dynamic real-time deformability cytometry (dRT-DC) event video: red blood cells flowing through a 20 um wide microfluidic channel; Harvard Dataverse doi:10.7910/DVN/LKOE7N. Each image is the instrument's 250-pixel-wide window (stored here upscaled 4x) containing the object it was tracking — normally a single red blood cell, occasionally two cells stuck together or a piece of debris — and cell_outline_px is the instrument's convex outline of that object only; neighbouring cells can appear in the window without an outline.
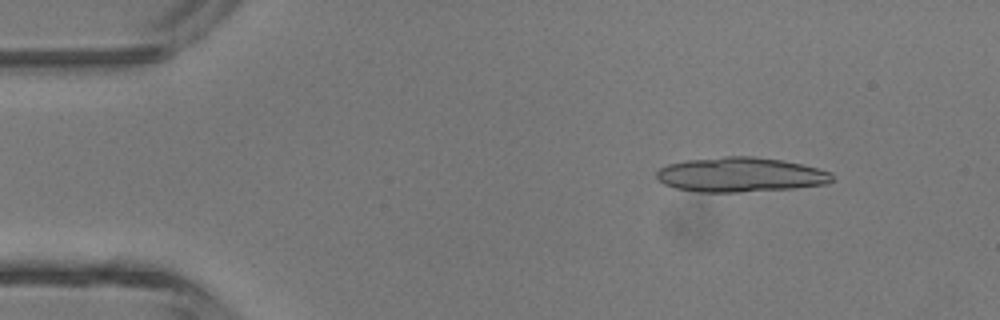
{"species": "common noctule bat (a hibernating species)", "species_latin": "Nyctalus noctula", "temperature_condition": "room temperature", "stored_images_in_passage": 4, "camera_frame_rate_fps": 3000, "um_per_image_px": 0.085, "animal": {"sex": "male", "body_mass_g": 13.3}, "frame": {"image": 1, "passage_image": 2, "time_ms": 1.333, "image_size_px": [1000, 320], "cell_outline_px": [[832, 180], [828, 184], [796, 188], [740, 192], [700, 192], [676, 188], [664, 184], [656, 176], [656, 172], [660, 168], [668, 164], [688, 160], [724, 156], [752, 156], [784, 160], [832, 172]], "centroid_in_image_um": [62.95, 14.85], "position_along_channel_um": 22.0, "area_um2": 35.43}}